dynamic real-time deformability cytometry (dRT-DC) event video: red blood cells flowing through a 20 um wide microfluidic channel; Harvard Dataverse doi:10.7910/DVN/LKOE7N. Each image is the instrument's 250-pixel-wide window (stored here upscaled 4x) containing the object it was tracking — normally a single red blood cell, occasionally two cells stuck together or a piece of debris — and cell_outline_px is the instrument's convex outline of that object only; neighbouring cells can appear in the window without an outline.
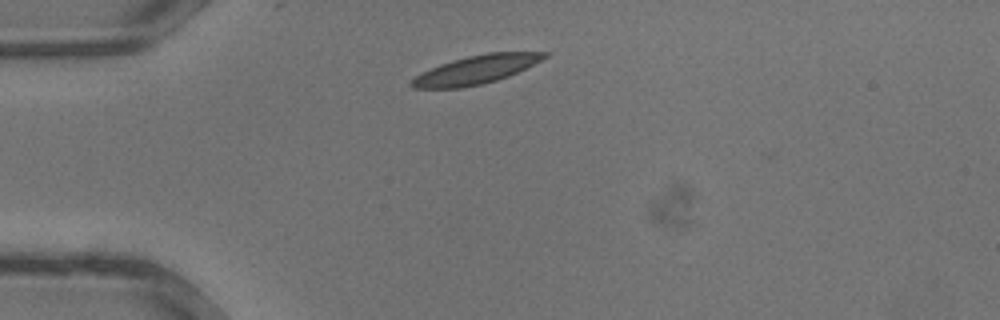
{"species": "common noctule bat (a hibernating species)", "species_latin": "Nyctalus noctula", "temperature_condition": "warm", "stored_images_in_passage": 27, "camera_frame_rate_fps": 3000, "um_per_image_px": 0.085, "animal": {"sex": "male", "body_mass_g": 13.3}, "frame": {"image": 1, "passage_image": 1, "time_ms": 0.0, "image_size_px": [1000, 320], "cell_outline_px": [[552, 52], [548, 56], [508, 76], [484, 84], [460, 88], [412, 88], [408, 84], [420, 72], [440, 64], [452, 60], [468, 56], [488, 52]], "centroid_in_image_um": [40.41, 5.92], "position_along_channel_um": 44.6, "area_um2": 21.91}}
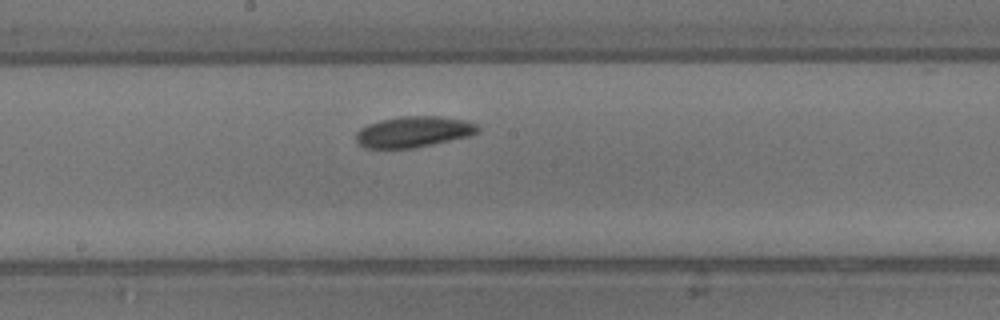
{"frame": {"image": 2, "passage_image": 11, "time_ms": 3.333, "image_size_px": [1000, 320], "cell_outline_px": [[480, 132], [472, 136], [416, 148], [364, 148], [356, 140], [356, 132], [360, 128], [368, 124], [380, 120], [404, 116], [440, 116], [468, 120], [476, 124], [480, 128]], "centroid_in_image_um": [35.22, 11.2], "position_along_channel_um": 213.0, "area_um2": 22.31}}
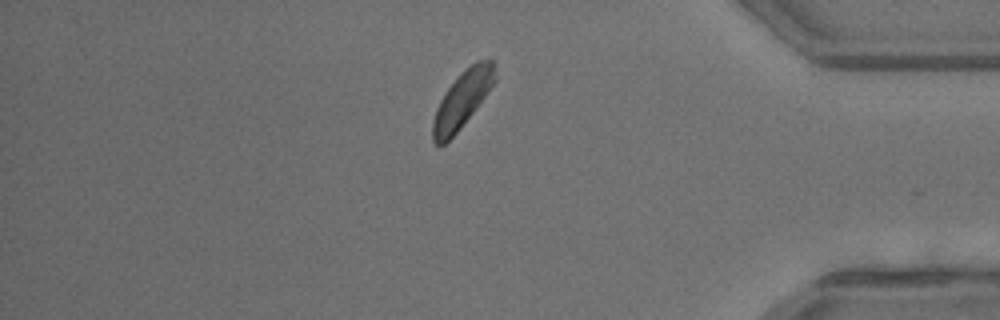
{"frame": {"image": 3, "passage_image": 22, "time_ms": 7.0, "image_size_px": [1000, 320], "cell_outline_px": [[496, 80], [460, 128], [440, 148], [432, 140], [432, 120], [436, 108], [444, 92], [476, 60], [492, 60], [496, 64]], "centroid_in_image_um": [39.27, 8.48], "position_along_channel_um": 395.9, "area_um2": 19.94}}